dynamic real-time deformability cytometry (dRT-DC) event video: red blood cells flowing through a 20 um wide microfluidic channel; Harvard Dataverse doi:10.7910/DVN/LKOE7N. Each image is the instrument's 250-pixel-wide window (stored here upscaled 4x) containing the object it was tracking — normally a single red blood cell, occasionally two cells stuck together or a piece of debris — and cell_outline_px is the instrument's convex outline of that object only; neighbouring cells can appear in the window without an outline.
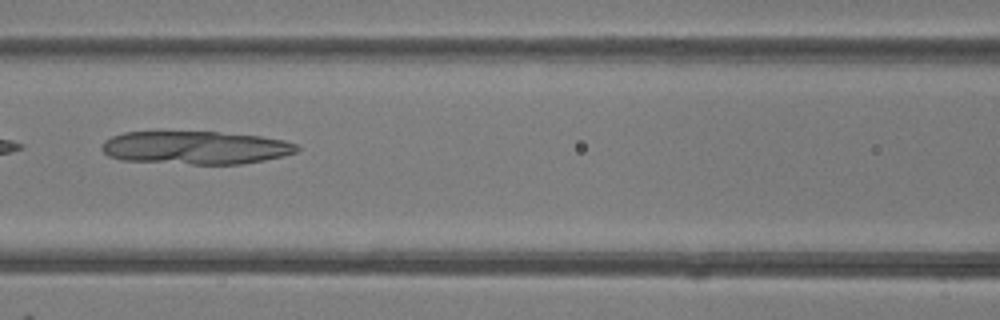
{"species": "common noctule bat (a hibernating species)", "species_latin": "Nyctalus noctula", "temperature_condition": "room temperature", "stored_images_in_passage": 7, "camera_frame_rate_fps": 3000, "um_per_image_px": 0.085, "animal": {"sex": "female"}, "frame": {"image": 1, "passage_image": 6, "time_ms": 6.667, "image_size_px": [1000, 320], "cell_outline_px": [[300, 148], [296, 152], [284, 156], [244, 164], [192, 164], [120, 160], [108, 156], [100, 148], [104, 140], [112, 136], [124, 132], [220, 132], [260, 136], [284, 140], [296, 144]], "centroid_in_image_um": [16.62, 12.55], "position_along_channel_um": 150.0, "area_um2": 37.8}}
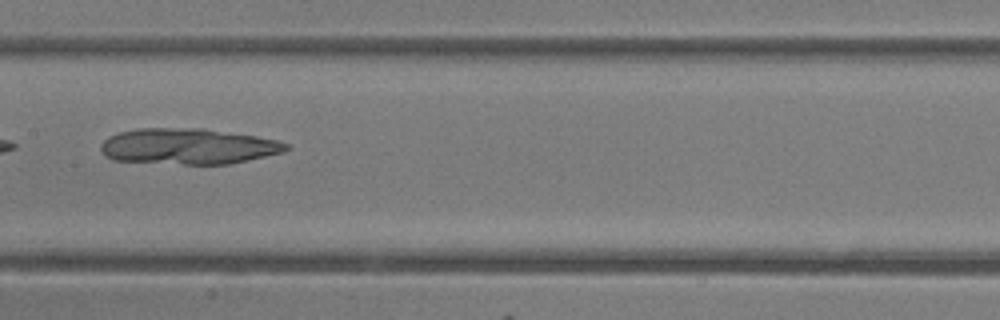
{"frame": {"image": 2, "passage_image": 7, "time_ms": 7.667, "image_size_px": [1000, 320], "cell_outline_px": [[288, 148], [284, 152], [228, 164], [184, 164], [112, 160], [104, 156], [100, 148], [100, 144], [108, 136], [120, 132], [140, 128], [204, 128], [256, 136], [280, 140], [288, 144]], "centroid_in_image_um": [15.98, 12.43], "position_along_channel_um": 191.4, "area_um2": 38.78}}